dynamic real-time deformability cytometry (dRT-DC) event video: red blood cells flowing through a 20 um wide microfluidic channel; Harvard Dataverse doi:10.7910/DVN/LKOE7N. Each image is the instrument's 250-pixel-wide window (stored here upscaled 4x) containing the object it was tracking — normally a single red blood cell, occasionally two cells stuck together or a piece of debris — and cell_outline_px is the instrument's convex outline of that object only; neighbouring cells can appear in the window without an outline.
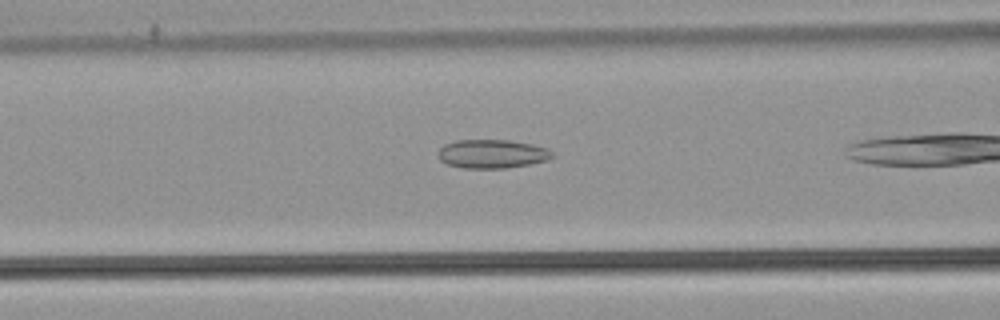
{"species": "common noctule bat (a hibernating species)", "species_latin": "Nyctalus noctula", "temperature_condition": "warm", "stored_images_in_passage": 19, "camera_frame_rate_fps": 3000, "um_per_image_px": 0.085, "animal": {"sex": "male", "body_mass_g": 21.5, "forearm_length_mm": 52.0}, "frame": {"image": 1, "passage_image": 6, "time_ms": 1.667, "image_size_px": [1000, 320], "cell_outline_px": [[556, 156], [548, 160], [528, 164], [504, 168], [464, 168], [448, 164], [440, 160], [436, 152], [444, 144], [456, 140], [508, 140], [532, 144], [548, 148]], "centroid_in_image_um": [41.83, 13.07], "position_along_channel_um": 124.8, "area_um2": 19.19}}
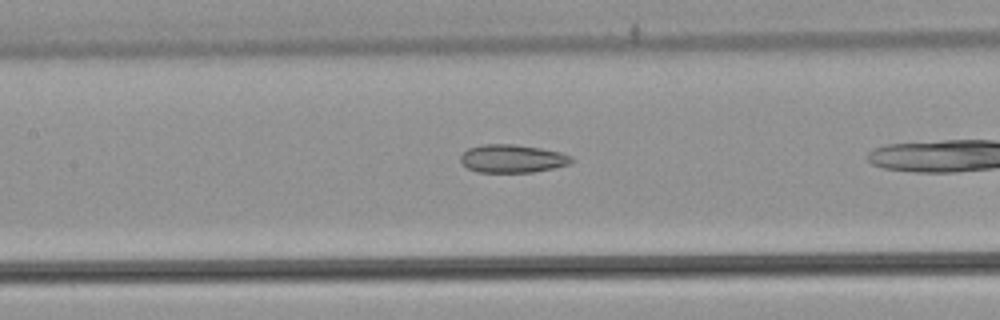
{"frame": {"image": 2, "passage_image": 9, "time_ms": 2.667, "image_size_px": [1000, 320], "cell_outline_px": [[576, 160], [568, 164], [556, 168], [532, 172], [480, 172], [468, 168], [460, 160], [460, 156], [468, 148], [484, 144], [516, 144], [540, 148], [560, 152], [572, 156]], "centroid_in_image_um": [43.59, 13.48], "position_along_channel_um": 163.8, "area_um2": 18.21}}